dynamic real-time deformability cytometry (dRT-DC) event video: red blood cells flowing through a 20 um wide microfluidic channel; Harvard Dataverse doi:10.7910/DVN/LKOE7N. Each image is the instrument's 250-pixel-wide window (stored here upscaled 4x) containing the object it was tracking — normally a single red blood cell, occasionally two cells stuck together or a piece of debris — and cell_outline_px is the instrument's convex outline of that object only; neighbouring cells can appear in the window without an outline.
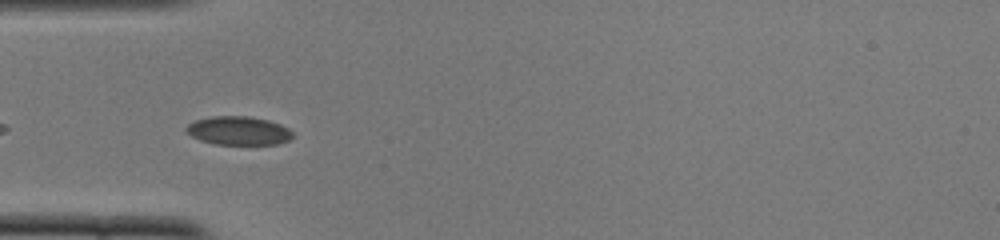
{"species": "common noctule bat (a hibernating species)", "species_latin": "Nyctalus noctula", "temperature_condition": "cold", "stored_images_in_passage": 40, "camera_frame_rate_fps": 3000, "um_per_image_px": 0.085, "animal": {"sex": "female", "body_mass_g": 22.0, "forearm_length_mm": 56.7}, "frame": {"image": 1, "passage_image": 3, "time_ms": 0.667, "image_size_px": [1000, 240], "cell_outline_px": [[292, 136], [288, 140], [276, 144], [212, 144], [200, 140], [192, 136], [184, 128], [188, 124], [196, 120], [212, 116], [248, 116], [268, 120], [280, 124], [288, 128], [292, 132]], "centroid_in_image_um": [20.25, 11.1], "position_along_channel_um": 64.7, "area_um2": 17.63}}
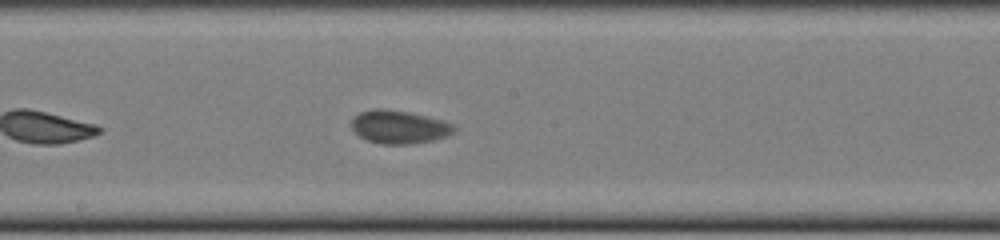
{"frame": {"image": 2, "passage_image": 15, "time_ms": 4.667, "image_size_px": [1000, 240], "cell_outline_px": [[456, 128], [448, 136], [432, 140], [408, 144], [380, 144], [368, 140], [360, 136], [352, 128], [352, 120], [360, 112], [372, 108], [380, 108], [408, 112], [440, 120], [452, 124]], "centroid_in_image_um": [33.9, 10.79], "position_along_channel_um": 214.3, "area_um2": 19.48}}
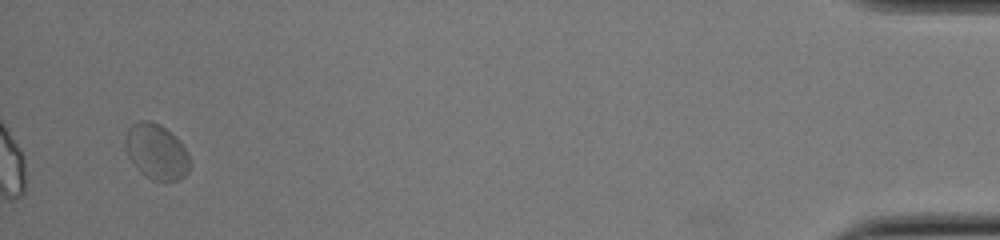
{"frame": {"image": 3, "passage_image": 38, "time_ms": 12.333, "image_size_px": [1000, 240], "cell_outline_px": [[188, 172], [180, 180], [152, 180], [144, 176], [136, 168], [128, 156], [124, 148], [124, 140], [128, 128], [132, 124], [140, 120], [152, 120], [160, 124], [180, 140], [188, 152]], "centroid_in_image_um": [13.26, 12.87], "position_along_channel_um": 421.9, "area_um2": 21.04}, "authors_computed_cell_mechanics": {"area_um2": 19.5075, "velocity_mm_per_s": 3.7598, "shape_relaxation_time_tau1_ms": 2.7963, "shape_relaxation_time_tau2_ms": 1.4887, "deformation_change_tau1": 0.0354, "deformation_change_tau2": 0.0438}}